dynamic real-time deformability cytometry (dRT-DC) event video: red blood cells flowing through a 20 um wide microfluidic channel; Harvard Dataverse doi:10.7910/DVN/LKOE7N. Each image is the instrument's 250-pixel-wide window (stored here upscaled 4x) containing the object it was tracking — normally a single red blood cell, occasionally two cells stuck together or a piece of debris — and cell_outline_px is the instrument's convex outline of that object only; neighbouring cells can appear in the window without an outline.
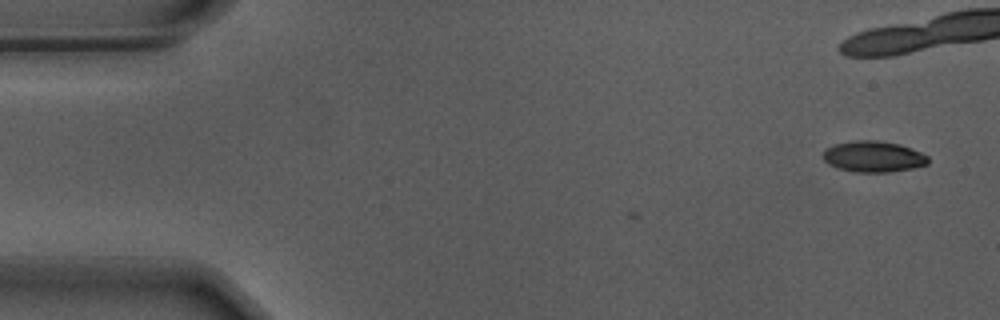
{"species": "Egyptian fruit bat (a non-hibernating species)", "species_latin": "Rousettus aegyptiacus", "temperature_condition": "warm", "stored_images_in_passage": 2, "camera_frame_rate_fps": 3000, "um_per_image_px": 0.085, "animal": {"sex": "male"}, "frame": {"image": 1, "passage_image": 2, "time_ms": 0.333, "image_size_px": [1000, 320], "cell_outline_px": [[928, 164], [912, 168], [888, 172], [856, 172], [840, 168], [828, 164], [824, 160], [824, 148], [836, 144], [852, 140], [880, 140], [900, 144], [920, 152], [928, 156]], "centroid_in_image_um": [74.24, 13.29], "position_along_channel_um": 10.8, "area_um2": 18.96}}